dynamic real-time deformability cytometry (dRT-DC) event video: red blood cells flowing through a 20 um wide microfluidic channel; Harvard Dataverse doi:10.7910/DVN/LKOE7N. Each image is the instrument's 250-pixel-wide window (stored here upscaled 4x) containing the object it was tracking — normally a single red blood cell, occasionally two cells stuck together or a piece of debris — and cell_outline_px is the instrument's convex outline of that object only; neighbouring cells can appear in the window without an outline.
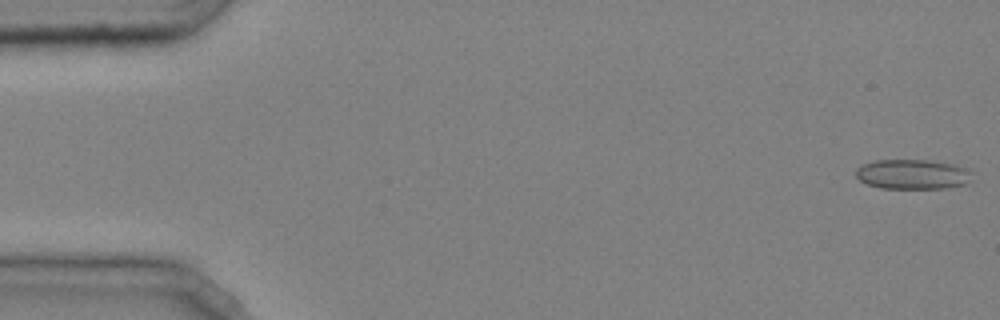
{"species": "common noctule bat (a hibernating species)", "species_latin": "Nyctalus noctula", "temperature_condition": "cold", "stored_images_in_passage": 47, "camera_frame_rate_fps": 3000, "um_per_image_px": 0.085, "animal": {"sex": "male", "body_mass_g": 20.4}, "frame": {"image": 1, "passage_image": 1, "time_ms": 0.0, "image_size_px": [1000, 320], "cell_outline_px": [[968, 172], [964, 184], [944, 188], [880, 188], [868, 184], [860, 180], [856, 176], [856, 168], [864, 164], [876, 160], [928, 160], [956, 164], [968, 168]], "centroid_in_image_um": [77.5, 14.8], "position_along_channel_um": 7.5, "area_um2": 19.83}}
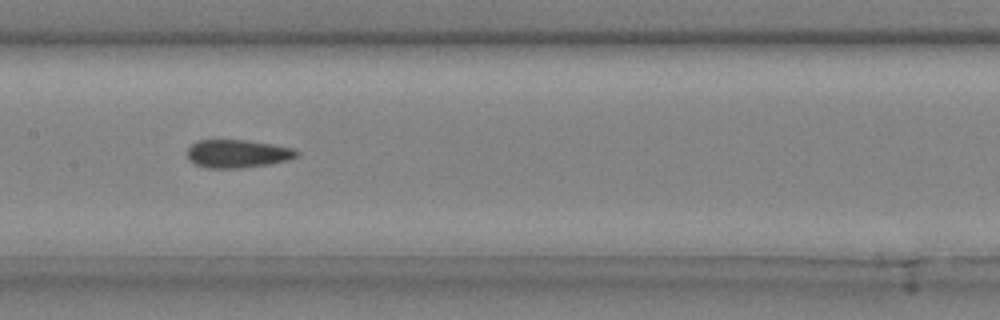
{"frame": {"image": 2, "passage_image": 24, "time_ms": 7.667, "image_size_px": [1000, 320], "cell_outline_px": [[300, 152], [296, 156], [284, 160], [268, 164], [240, 168], [208, 168], [196, 164], [188, 160], [188, 148], [196, 140], [248, 140], [272, 144], [292, 148]], "centroid_in_image_um": [20.15, 13.05], "position_along_channel_um": 187.3, "area_um2": 17.74}}
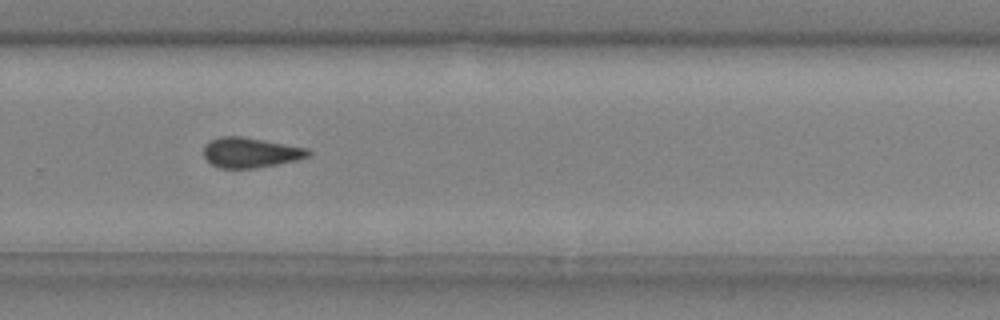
{"frame": {"image": 3, "passage_image": 33, "time_ms": 10.667, "image_size_px": [1000, 320], "cell_outline_px": [[312, 156], [296, 160], [276, 164], [252, 168], [220, 168], [212, 164], [204, 156], [204, 144], [220, 136], [240, 136], [308, 148], [312, 152]], "centroid_in_image_um": [21.31, 12.96], "position_along_channel_um": 308.5, "area_um2": 18.21}, "authors_computed_cell_mechanics": {"area_um2": 18.3226, "velocity_mm_per_s": 4.0502, "shape_relaxation_time_tau1_ms": null, "shape_relaxation_time_tau2_ms": 6.8737, "deformation_change_tau1": null, "deformation_change_tau2": 0.1137}}